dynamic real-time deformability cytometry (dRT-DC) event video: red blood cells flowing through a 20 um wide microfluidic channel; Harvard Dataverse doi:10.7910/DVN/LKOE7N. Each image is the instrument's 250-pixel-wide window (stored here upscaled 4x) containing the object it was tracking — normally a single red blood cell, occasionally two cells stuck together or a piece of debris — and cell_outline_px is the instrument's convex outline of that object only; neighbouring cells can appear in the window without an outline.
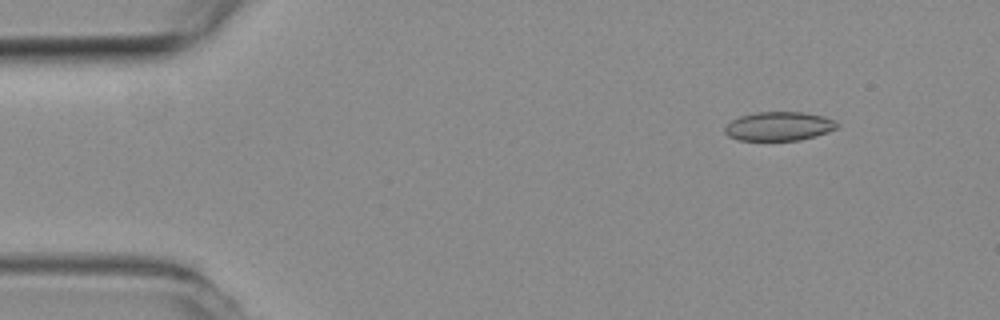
{"species": "common noctule bat (a hibernating species)", "species_latin": "Nyctalus noctula", "temperature_condition": "room temperature", "stored_images_in_passage": 54, "camera_frame_rate_fps": 3000, "um_per_image_px": 0.085, "animal": {"sex": "female", "body_mass_g": 19.3, "forearm_length_mm": 54.1}, "frame": {"image": 1, "passage_image": 5, "time_ms": 1.333, "image_size_px": [1000, 320], "cell_outline_px": [[840, 124], [836, 128], [828, 132], [816, 136], [800, 140], [736, 140], [728, 136], [724, 132], [724, 128], [732, 120], [740, 116], [756, 112], [804, 112], [824, 116]], "centroid_in_image_um": [66.2, 10.73], "position_along_channel_um": 18.8, "area_um2": 18.96}}
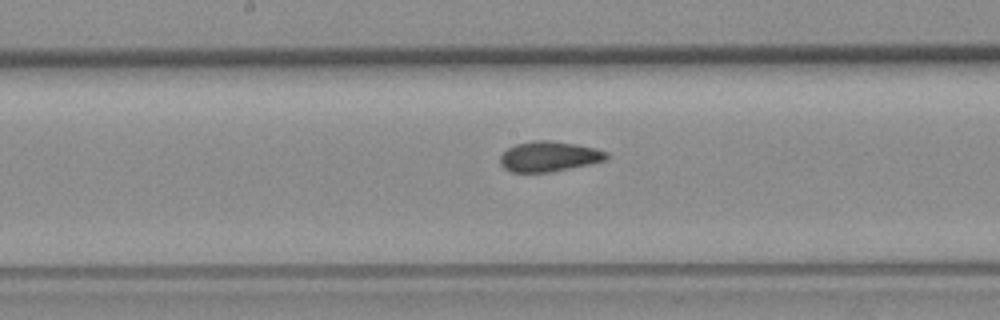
{"frame": {"image": 2, "passage_image": 27, "time_ms": 8.667, "image_size_px": [1000, 320], "cell_outline_px": [[608, 156], [604, 160], [588, 164], [552, 172], [512, 172], [504, 168], [500, 164], [500, 156], [508, 148], [516, 144], [532, 140], [548, 140], [576, 144], [596, 148], [608, 152]], "centroid_in_image_um": [46.65, 13.29], "position_along_channel_um": 201.6, "area_um2": 18.67}}
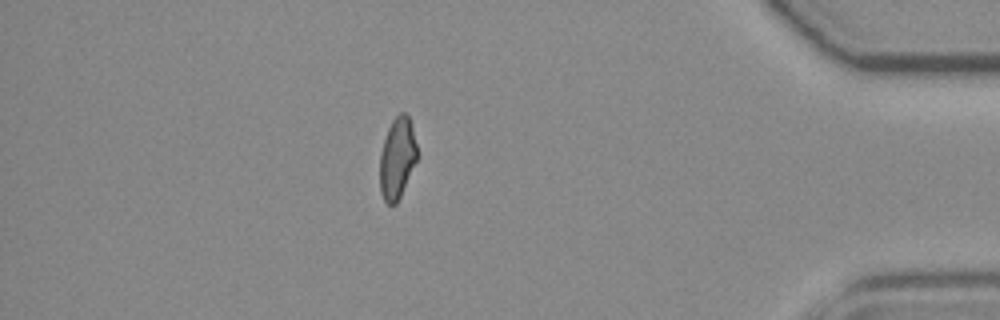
{"frame": {"image": 3, "passage_image": 47, "time_ms": 15.333, "image_size_px": [1000, 320], "cell_outline_px": [[416, 160], [400, 196], [396, 204], [388, 204], [384, 200], [380, 192], [380, 152], [388, 128], [392, 120], [400, 112], [404, 112], [408, 116], [412, 128], [416, 144]], "centroid_in_image_um": [33.74, 13.44], "position_along_channel_um": 401.5, "area_um2": 17.28}, "authors_computed_cell_mechanics": {"area_um2": 18.9584, "velocity_mm_per_s": 3.6939, "shape_relaxation_time_tau1_ms": null, "shape_relaxation_time_tau2_ms": 1.9674, "deformation_change_tau1": null, "deformation_change_tau2": 0.068}}